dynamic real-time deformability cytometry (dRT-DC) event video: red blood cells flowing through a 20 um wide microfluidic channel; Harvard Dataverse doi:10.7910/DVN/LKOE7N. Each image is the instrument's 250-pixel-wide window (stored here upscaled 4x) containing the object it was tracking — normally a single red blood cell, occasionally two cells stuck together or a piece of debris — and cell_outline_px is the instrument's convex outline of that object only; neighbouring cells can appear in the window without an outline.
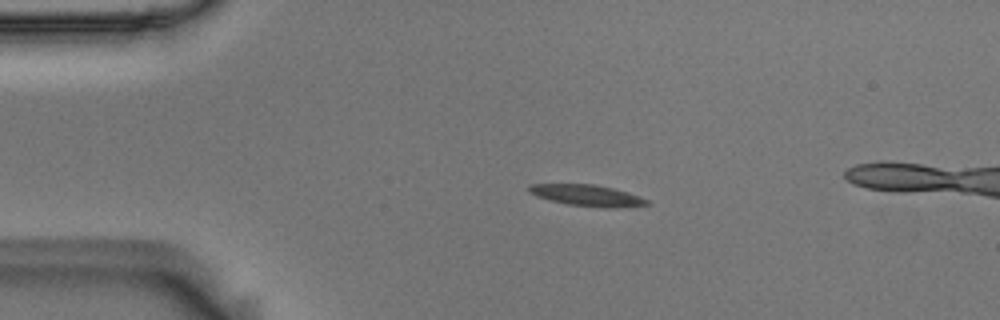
{"species": "Egyptian fruit bat (a non-hibernating species)", "species_latin": "Rousettus aegyptiacus", "temperature_condition": "room temperature", "stored_images_in_passage": 45, "camera_frame_rate_fps": 3000, "um_per_image_px": 0.085, "animal": {"sex": "male"}, "frame": {"image": 1, "passage_image": 1, "time_ms": 0.0, "image_size_px": [1000, 320], "cell_outline_px": [[652, 204], [616, 208], [604, 208], [568, 204], [548, 200], [536, 196], [528, 192], [528, 184], [592, 184], [612, 188], [628, 192], [640, 196], [648, 200]], "centroid_in_image_um": [49.9, 16.61], "position_along_channel_um": 35.1, "area_um2": 14.74}}
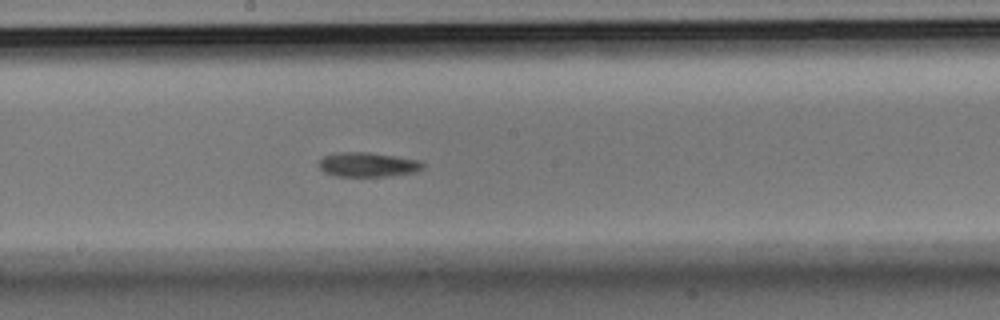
{"frame": {"image": 2, "passage_image": 19, "time_ms": 6.0, "image_size_px": [1000, 320], "cell_outline_px": [[424, 168], [416, 172], [388, 176], [336, 176], [324, 172], [320, 168], [320, 160], [324, 156], [340, 152], [368, 152], [420, 160], [424, 164]], "centroid_in_image_um": [31.29, 13.99], "position_along_channel_um": 216.9, "area_um2": 14.74}}
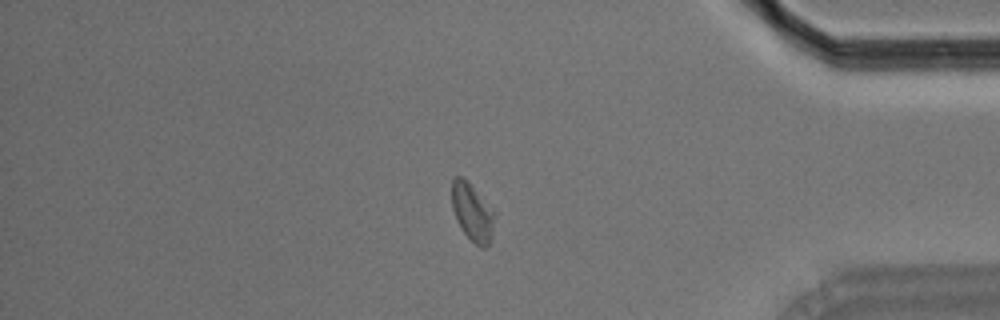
{"frame": {"image": 3, "passage_image": 36, "time_ms": 11.667, "image_size_px": [1000, 320], "cell_outline_px": [[496, 216], [492, 240], [484, 248], [480, 248], [464, 232], [456, 220], [452, 208], [452, 180], [456, 176], [464, 176], [468, 180], [496, 212]], "centroid_in_image_um": [40.18, 18.02], "position_along_channel_um": 395.0, "area_um2": 14.74}, "authors_computed_cell_mechanics": {"area_um2": 14.6234, "velocity_mm_per_s": 3.6485, "shape_relaxation_time_tau1_ms": 7.2499, "shape_relaxation_time_tau2_ms": 10.1696, "deformation_change_tau1": 0.1649, "deformation_change_tau2": 0.1694}}